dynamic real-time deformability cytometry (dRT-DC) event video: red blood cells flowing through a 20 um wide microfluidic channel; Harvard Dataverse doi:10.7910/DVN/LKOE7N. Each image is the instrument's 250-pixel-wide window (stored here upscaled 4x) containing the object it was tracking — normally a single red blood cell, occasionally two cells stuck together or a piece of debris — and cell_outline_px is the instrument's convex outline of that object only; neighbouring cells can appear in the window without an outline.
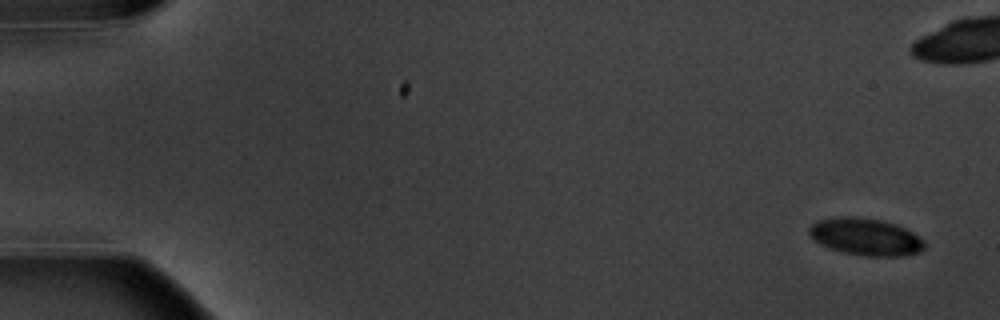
{"species": "common noctule bat (a hibernating species)", "species_latin": "Nyctalus noctula", "temperature_condition": "warm", "stored_images_in_passage": 6, "camera_frame_rate_fps": 3000, "um_per_image_px": 0.085, "animal": {"sex": "male", "body_mass_g": 20.1, "forearm_length_mm": 53.5}, "frame": {"image": 1, "passage_image": 1, "time_ms": 0.0, "image_size_px": [1000, 320], "cell_outline_px": [[924, 248], [916, 252], [904, 256], [864, 256], [844, 252], [832, 248], [816, 240], [808, 232], [808, 228], [816, 220], [840, 216], [852, 216], [880, 220], [896, 224], [912, 232], [924, 240]], "centroid_in_image_um": [73.58, 20.11], "position_along_channel_um": 11.4, "area_um2": 24.62}}